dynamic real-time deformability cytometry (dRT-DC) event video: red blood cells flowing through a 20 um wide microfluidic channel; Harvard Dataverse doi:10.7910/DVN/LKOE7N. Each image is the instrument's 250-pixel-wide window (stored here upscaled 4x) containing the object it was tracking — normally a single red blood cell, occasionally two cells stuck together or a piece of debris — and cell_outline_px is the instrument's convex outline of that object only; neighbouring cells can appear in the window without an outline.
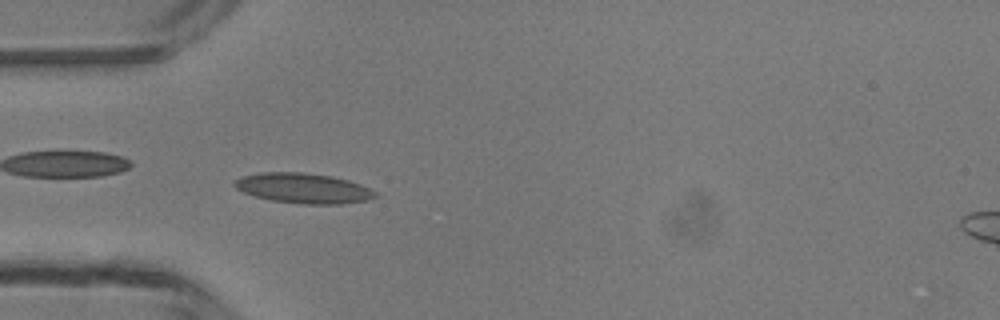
{"species": "common noctule bat (a hibernating species)", "species_latin": "Nyctalus noctula", "temperature_condition": "room temperature", "stored_images_in_passage": 48, "camera_frame_rate_fps": 3000, "um_per_image_px": 0.085, "animal": {"sex": "male", "body_mass_g": 13.3}, "frame": {"image": 1, "passage_image": 14, "time_ms": 4.333, "image_size_px": [1000, 320], "cell_outline_px": [[380, 196], [368, 200], [340, 204], [300, 204], [272, 200], [256, 196], [244, 192], [236, 188], [232, 184], [236, 180], [244, 176], [260, 172], [304, 172], [332, 176], [348, 180], [360, 184], [376, 192]], "centroid_in_image_um": [25.82, 16.0], "position_along_channel_um": 59.2, "area_um2": 24.68}}
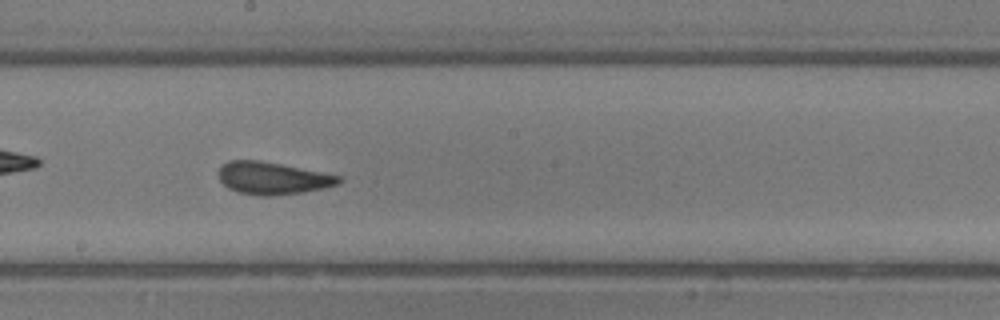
{"frame": {"image": 2, "passage_image": 26, "time_ms": 8.333, "image_size_px": [1000, 320], "cell_outline_px": [[344, 180], [340, 184], [324, 188], [300, 192], [268, 196], [260, 196], [236, 192], [228, 188], [220, 180], [220, 168], [228, 160], [260, 160], [340, 176]], "centroid_in_image_um": [23.17, 15.15], "position_along_channel_um": 225.0, "area_um2": 22.43}}
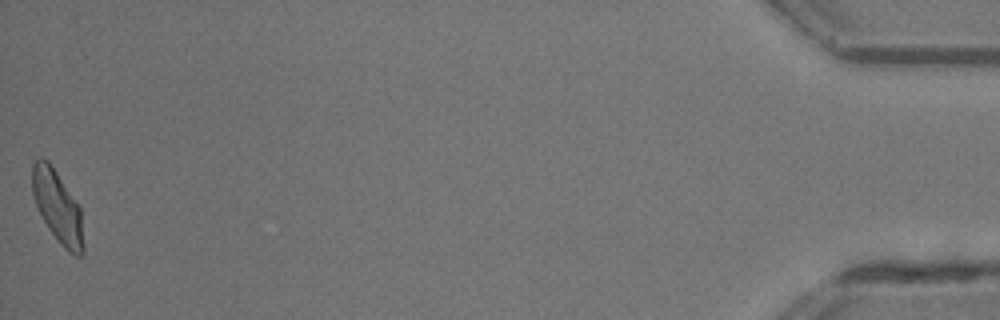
{"frame": {"image": 3, "passage_image": 48, "time_ms": 15.667, "image_size_px": [1000, 320], "cell_outline_px": [[84, 256], [76, 256], [68, 252], [60, 244], [48, 228], [36, 204], [32, 192], [32, 164], [40, 156], [48, 160], [80, 208], [84, 244]], "centroid_in_image_um": [4.9, 17.61], "position_along_channel_um": 430.3, "area_um2": 21.27}, "authors_computed_cell_mechanics": {"area_um2": 22.2241, "velocity_mm_per_s": 4.1957, "shape_relaxation_time_tau1_ms": 6.0566, "shape_relaxation_time_tau2_ms": 1.1758, "deformation_change_tau1": 0.1593, "deformation_change_tau2": 0.0703}}